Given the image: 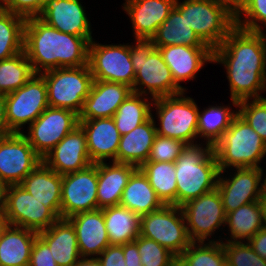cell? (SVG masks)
Masks as SVG:
<instances>
[{
	"label": "cell",
	"instance_id": "obj_1",
	"mask_svg": "<svg viewBox=\"0 0 266 266\" xmlns=\"http://www.w3.org/2000/svg\"><path fill=\"white\" fill-rule=\"evenodd\" d=\"M213 64L226 70L230 100L264 98L266 91V33L235 26L213 50ZM263 95V96H262Z\"/></svg>",
	"mask_w": 266,
	"mask_h": 266
},
{
	"label": "cell",
	"instance_id": "obj_2",
	"mask_svg": "<svg viewBox=\"0 0 266 266\" xmlns=\"http://www.w3.org/2000/svg\"><path fill=\"white\" fill-rule=\"evenodd\" d=\"M89 41L47 25L39 17L26 19L24 52L35 74L88 65Z\"/></svg>",
	"mask_w": 266,
	"mask_h": 266
},
{
	"label": "cell",
	"instance_id": "obj_3",
	"mask_svg": "<svg viewBox=\"0 0 266 266\" xmlns=\"http://www.w3.org/2000/svg\"><path fill=\"white\" fill-rule=\"evenodd\" d=\"M177 206L217 187L219 167L213 146L209 143L187 145L174 162Z\"/></svg>",
	"mask_w": 266,
	"mask_h": 266
},
{
	"label": "cell",
	"instance_id": "obj_4",
	"mask_svg": "<svg viewBox=\"0 0 266 266\" xmlns=\"http://www.w3.org/2000/svg\"><path fill=\"white\" fill-rule=\"evenodd\" d=\"M213 151L219 171L231 168H265L261 163L266 164V143L238 113L213 146Z\"/></svg>",
	"mask_w": 266,
	"mask_h": 266
},
{
	"label": "cell",
	"instance_id": "obj_5",
	"mask_svg": "<svg viewBox=\"0 0 266 266\" xmlns=\"http://www.w3.org/2000/svg\"><path fill=\"white\" fill-rule=\"evenodd\" d=\"M133 40L135 44L130 43V54L136 74L132 92L153 99L182 93L154 42L151 39Z\"/></svg>",
	"mask_w": 266,
	"mask_h": 266
},
{
	"label": "cell",
	"instance_id": "obj_6",
	"mask_svg": "<svg viewBox=\"0 0 266 266\" xmlns=\"http://www.w3.org/2000/svg\"><path fill=\"white\" fill-rule=\"evenodd\" d=\"M176 0L175 8L212 50L222 44L236 26L235 9L222 0Z\"/></svg>",
	"mask_w": 266,
	"mask_h": 266
},
{
	"label": "cell",
	"instance_id": "obj_7",
	"mask_svg": "<svg viewBox=\"0 0 266 266\" xmlns=\"http://www.w3.org/2000/svg\"><path fill=\"white\" fill-rule=\"evenodd\" d=\"M187 93L189 92L183 91L154 99L152 109L155 110H151V116L158 135L192 145L201 143L198 138L199 107L194 98L187 96Z\"/></svg>",
	"mask_w": 266,
	"mask_h": 266
},
{
	"label": "cell",
	"instance_id": "obj_8",
	"mask_svg": "<svg viewBox=\"0 0 266 266\" xmlns=\"http://www.w3.org/2000/svg\"><path fill=\"white\" fill-rule=\"evenodd\" d=\"M41 75L47 87L48 105L69 109L79 115L93 83L89 66L57 68Z\"/></svg>",
	"mask_w": 266,
	"mask_h": 266
},
{
	"label": "cell",
	"instance_id": "obj_9",
	"mask_svg": "<svg viewBox=\"0 0 266 266\" xmlns=\"http://www.w3.org/2000/svg\"><path fill=\"white\" fill-rule=\"evenodd\" d=\"M181 209L191 242H222L226 213L217 187L189 200ZM218 230H223V233L216 237L215 233L218 235Z\"/></svg>",
	"mask_w": 266,
	"mask_h": 266
},
{
	"label": "cell",
	"instance_id": "obj_10",
	"mask_svg": "<svg viewBox=\"0 0 266 266\" xmlns=\"http://www.w3.org/2000/svg\"><path fill=\"white\" fill-rule=\"evenodd\" d=\"M140 235L156 241L176 257H179L191 243L182 209L175 205H164L141 216Z\"/></svg>",
	"mask_w": 266,
	"mask_h": 266
},
{
	"label": "cell",
	"instance_id": "obj_11",
	"mask_svg": "<svg viewBox=\"0 0 266 266\" xmlns=\"http://www.w3.org/2000/svg\"><path fill=\"white\" fill-rule=\"evenodd\" d=\"M4 102L9 131L24 132L25 126L28 127L49 107L44 77L34 74L25 85L4 95Z\"/></svg>",
	"mask_w": 266,
	"mask_h": 266
},
{
	"label": "cell",
	"instance_id": "obj_12",
	"mask_svg": "<svg viewBox=\"0 0 266 266\" xmlns=\"http://www.w3.org/2000/svg\"><path fill=\"white\" fill-rule=\"evenodd\" d=\"M89 43L88 66L93 80L122 83L133 89L135 70L131 61L130 44Z\"/></svg>",
	"mask_w": 266,
	"mask_h": 266
},
{
	"label": "cell",
	"instance_id": "obj_13",
	"mask_svg": "<svg viewBox=\"0 0 266 266\" xmlns=\"http://www.w3.org/2000/svg\"><path fill=\"white\" fill-rule=\"evenodd\" d=\"M78 125L79 115L74 111L49 106L22 134L43 159Z\"/></svg>",
	"mask_w": 266,
	"mask_h": 266
},
{
	"label": "cell",
	"instance_id": "obj_14",
	"mask_svg": "<svg viewBox=\"0 0 266 266\" xmlns=\"http://www.w3.org/2000/svg\"><path fill=\"white\" fill-rule=\"evenodd\" d=\"M264 170L231 168L219 172L217 189L226 214L245 204L259 201L265 187Z\"/></svg>",
	"mask_w": 266,
	"mask_h": 266
},
{
	"label": "cell",
	"instance_id": "obj_15",
	"mask_svg": "<svg viewBox=\"0 0 266 266\" xmlns=\"http://www.w3.org/2000/svg\"><path fill=\"white\" fill-rule=\"evenodd\" d=\"M8 225L35 232L48 229L58 218L22 186H6L2 206Z\"/></svg>",
	"mask_w": 266,
	"mask_h": 266
},
{
	"label": "cell",
	"instance_id": "obj_16",
	"mask_svg": "<svg viewBox=\"0 0 266 266\" xmlns=\"http://www.w3.org/2000/svg\"><path fill=\"white\" fill-rule=\"evenodd\" d=\"M98 163L87 168L62 175L61 217L98 209Z\"/></svg>",
	"mask_w": 266,
	"mask_h": 266
},
{
	"label": "cell",
	"instance_id": "obj_17",
	"mask_svg": "<svg viewBox=\"0 0 266 266\" xmlns=\"http://www.w3.org/2000/svg\"><path fill=\"white\" fill-rule=\"evenodd\" d=\"M43 159L22 133L0 137V179L6 185H18Z\"/></svg>",
	"mask_w": 266,
	"mask_h": 266
},
{
	"label": "cell",
	"instance_id": "obj_18",
	"mask_svg": "<svg viewBox=\"0 0 266 266\" xmlns=\"http://www.w3.org/2000/svg\"><path fill=\"white\" fill-rule=\"evenodd\" d=\"M82 0H46L38 16L47 25L74 36L93 38L92 23L87 17Z\"/></svg>",
	"mask_w": 266,
	"mask_h": 266
},
{
	"label": "cell",
	"instance_id": "obj_19",
	"mask_svg": "<svg viewBox=\"0 0 266 266\" xmlns=\"http://www.w3.org/2000/svg\"><path fill=\"white\" fill-rule=\"evenodd\" d=\"M158 49L171 70L175 84L185 92L188 88L181 84L195 80L204 66L213 63V50L209 46L172 45Z\"/></svg>",
	"mask_w": 266,
	"mask_h": 266
},
{
	"label": "cell",
	"instance_id": "obj_20",
	"mask_svg": "<svg viewBox=\"0 0 266 266\" xmlns=\"http://www.w3.org/2000/svg\"><path fill=\"white\" fill-rule=\"evenodd\" d=\"M43 162L60 175L83 170L92 163L84 130L80 125L69 132L44 158Z\"/></svg>",
	"mask_w": 266,
	"mask_h": 266
},
{
	"label": "cell",
	"instance_id": "obj_21",
	"mask_svg": "<svg viewBox=\"0 0 266 266\" xmlns=\"http://www.w3.org/2000/svg\"><path fill=\"white\" fill-rule=\"evenodd\" d=\"M121 5L130 18L133 39H151L168 18L176 0H124Z\"/></svg>",
	"mask_w": 266,
	"mask_h": 266
},
{
	"label": "cell",
	"instance_id": "obj_22",
	"mask_svg": "<svg viewBox=\"0 0 266 266\" xmlns=\"http://www.w3.org/2000/svg\"><path fill=\"white\" fill-rule=\"evenodd\" d=\"M79 125L85 132L87 150L92 163L117 162L121 135L113 117L79 120Z\"/></svg>",
	"mask_w": 266,
	"mask_h": 266
},
{
	"label": "cell",
	"instance_id": "obj_23",
	"mask_svg": "<svg viewBox=\"0 0 266 266\" xmlns=\"http://www.w3.org/2000/svg\"><path fill=\"white\" fill-rule=\"evenodd\" d=\"M132 93V88L122 83L93 80L89 95L79 114V120L113 117L118 107Z\"/></svg>",
	"mask_w": 266,
	"mask_h": 266
},
{
	"label": "cell",
	"instance_id": "obj_24",
	"mask_svg": "<svg viewBox=\"0 0 266 266\" xmlns=\"http://www.w3.org/2000/svg\"><path fill=\"white\" fill-rule=\"evenodd\" d=\"M67 220L76 232L81 257H98L110 245L102 209L80 212Z\"/></svg>",
	"mask_w": 266,
	"mask_h": 266
},
{
	"label": "cell",
	"instance_id": "obj_25",
	"mask_svg": "<svg viewBox=\"0 0 266 266\" xmlns=\"http://www.w3.org/2000/svg\"><path fill=\"white\" fill-rule=\"evenodd\" d=\"M19 185L47 207L58 219H62V175L53 171L42 161Z\"/></svg>",
	"mask_w": 266,
	"mask_h": 266
},
{
	"label": "cell",
	"instance_id": "obj_26",
	"mask_svg": "<svg viewBox=\"0 0 266 266\" xmlns=\"http://www.w3.org/2000/svg\"><path fill=\"white\" fill-rule=\"evenodd\" d=\"M136 166L114 161L98 163V209L120 205L122 192Z\"/></svg>",
	"mask_w": 266,
	"mask_h": 266
},
{
	"label": "cell",
	"instance_id": "obj_27",
	"mask_svg": "<svg viewBox=\"0 0 266 266\" xmlns=\"http://www.w3.org/2000/svg\"><path fill=\"white\" fill-rule=\"evenodd\" d=\"M38 236L49 246L58 266H75L81 258L76 232L67 219H58Z\"/></svg>",
	"mask_w": 266,
	"mask_h": 266
},
{
	"label": "cell",
	"instance_id": "obj_28",
	"mask_svg": "<svg viewBox=\"0 0 266 266\" xmlns=\"http://www.w3.org/2000/svg\"><path fill=\"white\" fill-rule=\"evenodd\" d=\"M156 134L151 116L128 134L122 135L118 145L117 162L139 168L147 161Z\"/></svg>",
	"mask_w": 266,
	"mask_h": 266
},
{
	"label": "cell",
	"instance_id": "obj_29",
	"mask_svg": "<svg viewBox=\"0 0 266 266\" xmlns=\"http://www.w3.org/2000/svg\"><path fill=\"white\" fill-rule=\"evenodd\" d=\"M38 233L8 225L0 237V266H28Z\"/></svg>",
	"mask_w": 266,
	"mask_h": 266
},
{
	"label": "cell",
	"instance_id": "obj_30",
	"mask_svg": "<svg viewBox=\"0 0 266 266\" xmlns=\"http://www.w3.org/2000/svg\"><path fill=\"white\" fill-rule=\"evenodd\" d=\"M120 205L140 217L164 206L140 168H137L129 178L122 192Z\"/></svg>",
	"mask_w": 266,
	"mask_h": 266
},
{
	"label": "cell",
	"instance_id": "obj_31",
	"mask_svg": "<svg viewBox=\"0 0 266 266\" xmlns=\"http://www.w3.org/2000/svg\"><path fill=\"white\" fill-rule=\"evenodd\" d=\"M232 104L209 105L199 108L198 113V138L202 143H209L214 146L229 128L233 117L238 113V102L231 99ZM224 104V105H223ZM236 110L232 109V106ZM231 106V107H230Z\"/></svg>",
	"mask_w": 266,
	"mask_h": 266
},
{
	"label": "cell",
	"instance_id": "obj_32",
	"mask_svg": "<svg viewBox=\"0 0 266 266\" xmlns=\"http://www.w3.org/2000/svg\"><path fill=\"white\" fill-rule=\"evenodd\" d=\"M225 231H228L222 241L248 242L263 228L262 212L259 201L238 207L226 214ZM230 236V237H229ZM226 238V239H225Z\"/></svg>",
	"mask_w": 266,
	"mask_h": 266
},
{
	"label": "cell",
	"instance_id": "obj_33",
	"mask_svg": "<svg viewBox=\"0 0 266 266\" xmlns=\"http://www.w3.org/2000/svg\"><path fill=\"white\" fill-rule=\"evenodd\" d=\"M110 245L133 242L140 235V216L121 205L103 208Z\"/></svg>",
	"mask_w": 266,
	"mask_h": 266
},
{
	"label": "cell",
	"instance_id": "obj_34",
	"mask_svg": "<svg viewBox=\"0 0 266 266\" xmlns=\"http://www.w3.org/2000/svg\"><path fill=\"white\" fill-rule=\"evenodd\" d=\"M151 40L156 48L172 45L207 46L175 7L171 10L168 18L158 27Z\"/></svg>",
	"mask_w": 266,
	"mask_h": 266
},
{
	"label": "cell",
	"instance_id": "obj_35",
	"mask_svg": "<svg viewBox=\"0 0 266 266\" xmlns=\"http://www.w3.org/2000/svg\"><path fill=\"white\" fill-rule=\"evenodd\" d=\"M164 205L177 206V185L173 162L146 161L139 167Z\"/></svg>",
	"mask_w": 266,
	"mask_h": 266
},
{
	"label": "cell",
	"instance_id": "obj_36",
	"mask_svg": "<svg viewBox=\"0 0 266 266\" xmlns=\"http://www.w3.org/2000/svg\"><path fill=\"white\" fill-rule=\"evenodd\" d=\"M153 100L149 96L133 92L125 99L113 116L121 136L128 134L151 117Z\"/></svg>",
	"mask_w": 266,
	"mask_h": 266
},
{
	"label": "cell",
	"instance_id": "obj_37",
	"mask_svg": "<svg viewBox=\"0 0 266 266\" xmlns=\"http://www.w3.org/2000/svg\"><path fill=\"white\" fill-rule=\"evenodd\" d=\"M26 19L0 7V61L24 51Z\"/></svg>",
	"mask_w": 266,
	"mask_h": 266
},
{
	"label": "cell",
	"instance_id": "obj_38",
	"mask_svg": "<svg viewBox=\"0 0 266 266\" xmlns=\"http://www.w3.org/2000/svg\"><path fill=\"white\" fill-rule=\"evenodd\" d=\"M24 51L0 61V95L19 89L34 75Z\"/></svg>",
	"mask_w": 266,
	"mask_h": 266
},
{
	"label": "cell",
	"instance_id": "obj_39",
	"mask_svg": "<svg viewBox=\"0 0 266 266\" xmlns=\"http://www.w3.org/2000/svg\"><path fill=\"white\" fill-rule=\"evenodd\" d=\"M179 258L187 266H224L226 264L222 242H191Z\"/></svg>",
	"mask_w": 266,
	"mask_h": 266
},
{
	"label": "cell",
	"instance_id": "obj_40",
	"mask_svg": "<svg viewBox=\"0 0 266 266\" xmlns=\"http://www.w3.org/2000/svg\"><path fill=\"white\" fill-rule=\"evenodd\" d=\"M236 26L239 28L266 32V0H242L235 9Z\"/></svg>",
	"mask_w": 266,
	"mask_h": 266
},
{
	"label": "cell",
	"instance_id": "obj_41",
	"mask_svg": "<svg viewBox=\"0 0 266 266\" xmlns=\"http://www.w3.org/2000/svg\"><path fill=\"white\" fill-rule=\"evenodd\" d=\"M237 110L238 114L266 143V96L260 99L239 101Z\"/></svg>",
	"mask_w": 266,
	"mask_h": 266
},
{
	"label": "cell",
	"instance_id": "obj_42",
	"mask_svg": "<svg viewBox=\"0 0 266 266\" xmlns=\"http://www.w3.org/2000/svg\"><path fill=\"white\" fill-rule=\"evenodd\" d=\"M137 249L143 266H169L176 256L156 241L139 235Z\"/></svg>",
	"mask_w": 266,
	"mask_h": 266
},
{
	"label": "cell",
	"instance_id": "obj_43",
	"mask_svg": "<svg viewBox=\"0 0 266 266\" xmlns=\"http://www.w3.org/2000/svg\"><path fill=\"white\" fill-rule=\"evenodd\" d=\"M228 266H266V260L257 255L248 242L222 241Z\"/></svg>",
	"mask_w": 266,
	"mask_h": 266
},
{
	"label": "cell",
	"instance_id": "obj_44",
	"mask_svg": "<svg viewBox=\"0 0 266 266\" xmlns=\"http://www.w3.org/2000/svg\"><path fill=\"white\" fill-rule=\"evenodd\" d=\"M186 146L183 141L156 134L147 161L174 163Z\"/></svg>",
	"mask_w": 266,
	"mask_h": 266
},
{
	"label": "cell",
	"instance_id": "obj_45",
	"mask_svg": "<svg viewBox=\"0 0 266 266\" xmlns=\"http://www.w3.org/2000/svg\"><path fill=\"white\" fill-rule=\"evenodd\" d=\"M46 0H0V7L25 19L38 17Z\"/></svg>",
	"mask_w": 266,
	"mask_h": 266
},
{
	"label": "cell",
	"instance_id": "obj_46",
	"mask_svg": "<svg viewBox=\"0 0 266 266\" xmlns=\"http://www.w3.org/2000/svg\"><path fill=\"white\" fill-rule=\"evenodd\" d=\"M28 266H58L49 246L39 236L34 240Z\"/></svg>",
	"mask_w": 266,
	"mask_h": 266
},
{
	"label": "cell",
	"instance_id": "obj_47",
	"mask_svg": "<svg viewBox=\"0 0 266 266\" xmlns=\"http://www.w3.org/2000/svg\"><path fill=\"white\" fill-rule=\"evenodd\" d=\"M97 258L102 266H126L121 245H109Z\"/></svg>",
	"mask_w": 266,
	"mask_h": 266
},
{
	"label": "cell",
	"instance_id": "obj_48",
	"mask_svg": "<svg viewBox=\"0 0 266 266\" xmlns=\"http://www.w3.org/2000/svg\"><path fill=\"white\" fill-rule=\"evenodd\" d=\"M123 247L126 266H143L137 249V238L133 242L121 245Z\"/></svg>",
	"mask_w": 266,
	"mask_h": 266
},
{
	"label": "cell",
	"instance_id": "obj_49",
	"mask_svg": "<svg viewBox=\"0 0 266 266\" xmlns=\"http://www.w3.org/2000/svg\"><path fill=\"white\" fill-rule=\"evenodd\" d=\"M253 251L266 260V228L260 229L249 241Z\"/></svg>",
	"mask_w": 266,
	"mask_h": 266
},
{
	"label": "cell",
	"instance_id": "obj_50",
	"mask_svg": "<svg viewBox=\"0 0 266 266\" xmlns=\"http://www.w3.org/2000/svg\"><path fill=\"white\" fill-rule=\"evenodd\" d=\"M11 134L8 129L5 112L4 96L0 95V137Z\"/></svg>",
	"mask_w": 266,
	"mask_h": 266
},
{
	"label": "cell",
	"instance_id": "obj_51",
	"mask_svg": "<svg viewBox=\"0 0 266 266\" xmlns=\"http://www.w3.org/2000/svg\"><path fill=\"white\" fill-rule=\"evenodd\" d=\"M75 266H102L97 257H81Z\"/></svg>",
	"mask_w": 266,
	"mask_h": 266
},
{
	"label": "cell",
	"instance_id": "obj_52",
	"mask_svg": "<svg viewBox=\"0 0 266 266\" xmlns=\"http://www.w3.org/2000/svg\"><path fill=\"white\" fill-rule=\"evenodd\" d=\"M259 205L262 212L263 227L266 228V188L264 187L262 196L259 199Z\"/></svg>",
	"mask_w": 266,
	"mask_h": 266
},
{
	"label": "cell",
	"instance_id": "obj_53",
	"mask_svg": "<svg viewBox=\"0 0 266 266\" xmlns=\"http://www.w3.org/2000/svg\"><path fill=\"white\" fill-rule=\"evenodd\" d=\"M8 226L7 218L2 207H0V237L4 229Z\"/></svg>",
	"mask_w": 266,
	"mask_h": 266
},
{
	"label": "cell",
	"instance_id": "obj_54",
	"mask_svg": "<svg viewBox=\"0 0 266 266\" xmlns=\"http://www.w3.org/2000/svg\"><path fill=\"white\" fill-rule=\"evenodd\" d=\"M6 185L0 179V207L3 206Z\"/></svg>",
	"mask_w": 266,
	"mask_h": 266
},
{
	"label": "cell",
	"instance_id": "obj_55",
	"mask_svg": "<svg viewBox=\"0 0 266 266\" xmlns=\"http://www.w3.org/2000/svg\"><path fill=\"white\" fill-rule=\"evenodd\" d=\"M169 266H187V265L184 264V262L179 257H176V259Z\"/></svg>",
	"mask_w": 266,
	"mask_h": 266
},
{
	"label": "cell",
	"instance_id": "obj_56",
	"mask_svg": "<svg viewBox=\"0 0 266 266\" xmlns=\"http://www.w3.org/2000/svg\"><path fill=\"white\" fill-rule=\"evenodd\" d=\"M230 4L234 9L242 2V0H222Z\"/></svg>",
	"mask_w": 266,
	"mask_h": 266
},
{
	"label": "cell",
	"instance_id": "obj_57",
	"mask_svg": "<svg viewBox=\"0 0 266 266\" xmlns=\"http://www.w3.org/2000/svg\"><path fill=\"white\" fill-rule=\"evenodd\" d=\"M264 181H265V188H266V170H264Z\"/></svg>",
	"mask_w": 266,
	"mask_h": 266
}]
</instances>
